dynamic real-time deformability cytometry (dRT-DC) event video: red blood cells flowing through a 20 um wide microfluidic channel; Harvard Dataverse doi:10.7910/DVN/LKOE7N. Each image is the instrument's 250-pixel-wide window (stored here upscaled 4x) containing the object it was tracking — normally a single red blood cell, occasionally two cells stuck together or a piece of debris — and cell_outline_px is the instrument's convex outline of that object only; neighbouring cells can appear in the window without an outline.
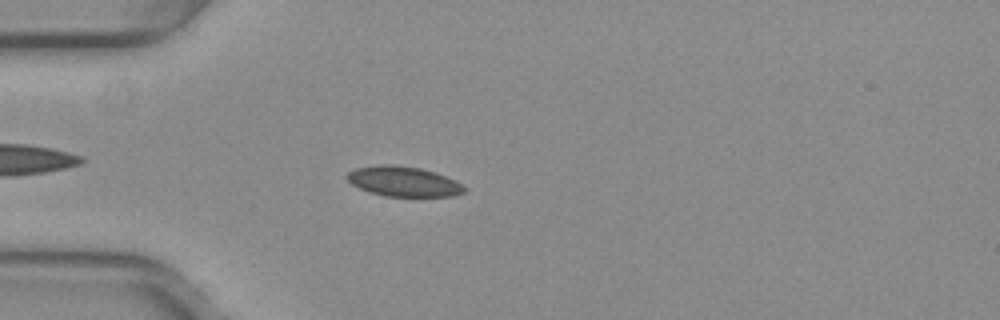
{"species": "common noctule bat (a hibernating species)", "species_latin": "Nyctalus noctula", "temperature_condition": "warm", "stored_images_in_passage": 35, "camera_frame_rate_fps": 3000, "um_per_image_px": 0.085, "animal": {"sex": "female", "body_mass_g": 29.2, "forearm_length_mm": 56.3}, "frame": {"image": 1, "passage_image": 5, "time_ms": 1.333, "image_size_px": [1000, 320], "cell_outline_px": [[468, 188], [464, 192], [452, 196], [384, 196], [368, 192], [352, 184], [344, 176], [348, 172], [356, 168], [380, 164], [392, 164], [420, 168], [444, 176], [464, 184]], "centroid_in_image_um": [34.28, 15.42], "position_along_channel_um": 50.7, "area_um2": 20.52}}
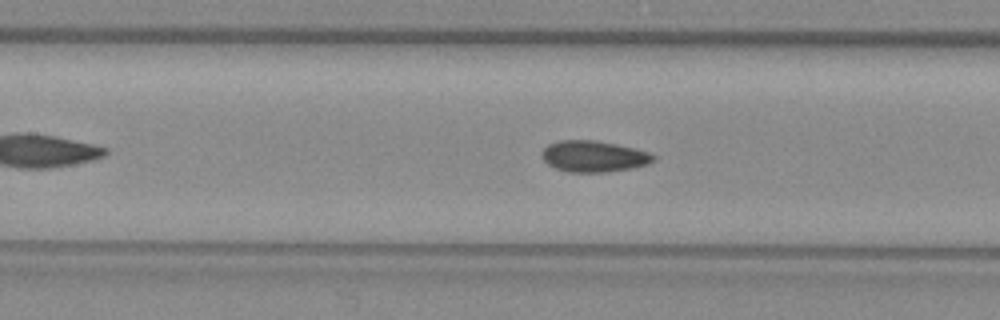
{"frame": {"image": 2, "passage_image": 14, "time_ms": 4.333, "image_size_px": [1000, 320], "cell_outline_px": [[656, 160], [648, 164], [632, 168], [604, 172], [568, 172], [556, 168], [548, 164], [544, 160], [540, 152], [548, 144], [560, 140], [596, 140], [616, 144], [648, 152], [656, 156]], "centroid_in_image_um": [50.46, 13.29], "position_along_channel_um": 156.9, "area_um2": 20.29}}
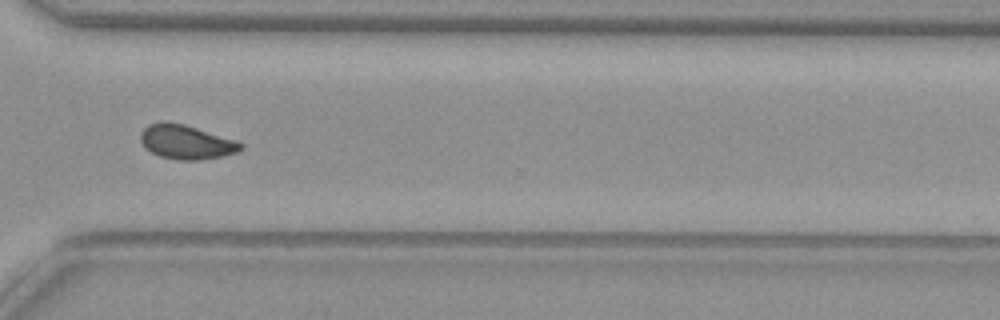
{"frame": {"image": 3, "passage_image": 29, "time_ms": 9.333, "image_size_px": [1000, 320], "cell_outline_px": [[244, 148], [236, 152], [224, 156], [200, 160], [180, 160], [160, 156], [144, 148], [140, 140], [140, 132], [148, 124], [160, 120], [168, 120], [184, 124], [236, 140], [244, 144]], "centroid_in_image_um": [15.8, 12.05], "position_along_channel_um": 354.8, "area_um2": 20.29}, "authors_computed_cell_mechanics": {"area_um2": 20.1144, "velocity_mm_per_s": 3.9682, "shape_relaxation_time_tau1_ms": null, "shape_relaxation_time_tau2_ms": 1.427, "deformation_change_tau1": null, "deformation_change_tau2": 0.0521}}